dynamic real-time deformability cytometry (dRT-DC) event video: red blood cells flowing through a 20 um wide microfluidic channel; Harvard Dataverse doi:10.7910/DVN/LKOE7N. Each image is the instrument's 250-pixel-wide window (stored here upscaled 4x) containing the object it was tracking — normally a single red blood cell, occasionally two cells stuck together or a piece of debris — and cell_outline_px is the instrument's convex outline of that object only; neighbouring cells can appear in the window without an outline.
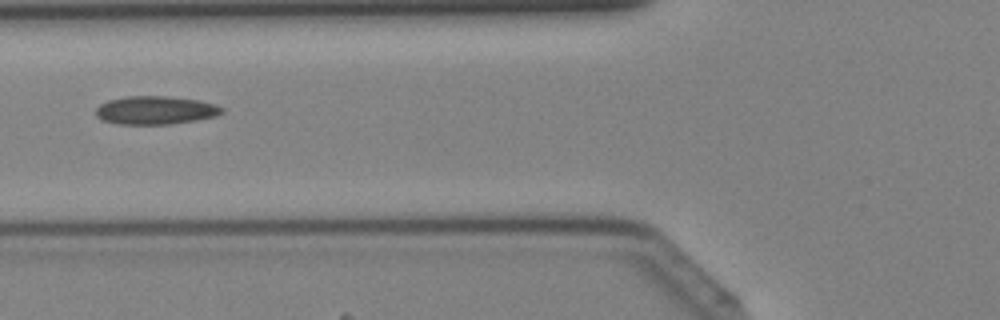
{"species": "Egyptian fruit bat (a non-hibernating species)", "species_latin": "Rousettus aegyptiacus", "temperature_condition": "cold", "stored_images_in_passage": 27, "camera_frame_rate_fps": 3000, "um_per_image_px": 0.085, "animal": {"sex": "female"}, "frame": {"image": 1, "passage_image": 7, "time_ms": 2.0, "image_size_px": [1000, 320], "cell_outline_px": [[224, 112], [216, 116], [196, 120], [172, 124], [116, 124], [104, 120], [96, 116], [96, 108], [100, 104], [108, 100], [128, 96], [168, 96], [200, 100], [216, 104], [224, 108]], "centroid_in_image_um": [13.25, 9.36], "position_along_channel_um": 112.6, "area_um2": 20.92}}
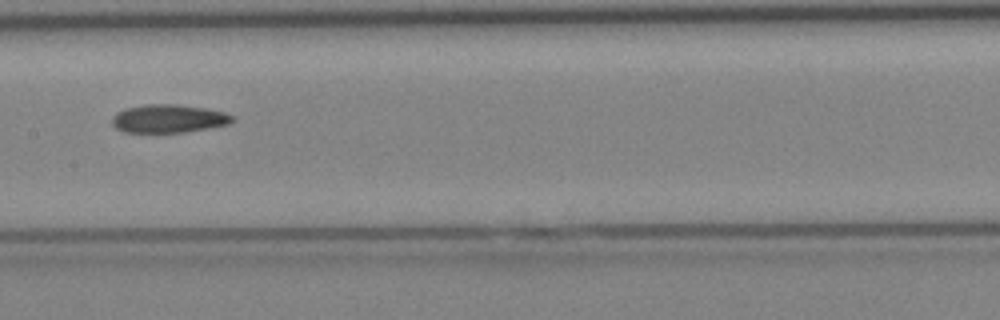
{"frame": {"image": 2, "passage_image": 12, "time_ms": 3.667, "image_size_px": [1000, 320], "cell_outline_px": [[236, 120], [228, 124], [208, 128], [184, 132], [124, 132], [116, 128], [112, 124], [112, 116], [116, 112], [124, 108], [144, 104], [176, 104], [208, 108], [224, 112], [236, 116]], "centroid_in_image_um": [14.34, 10.07], "position_along_channel_um": 193.1, "area_um2": 20.06}}
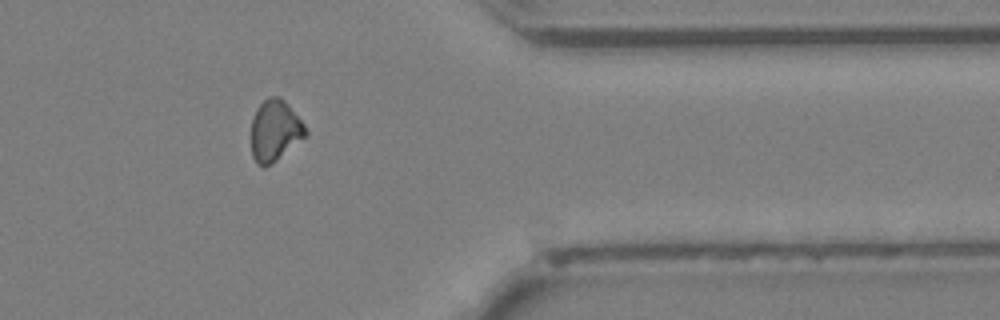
{"frame": {"image": 3, "passage_image": 25, "time_ms": 8.0, "image_size_px": [1000, 320], "cell_outline_px": [[308, 136], [272, 164], [264, 168], [256, 164], [252, 156], [252, 120], [260, 104], [268, 96], [280, 96], [288, 104], [304, 124], [308, 132]], "centroid_in_image_um": [23.39, 11.13], "position_along_channel_um": 388.0, "area_um2": 19.59}}